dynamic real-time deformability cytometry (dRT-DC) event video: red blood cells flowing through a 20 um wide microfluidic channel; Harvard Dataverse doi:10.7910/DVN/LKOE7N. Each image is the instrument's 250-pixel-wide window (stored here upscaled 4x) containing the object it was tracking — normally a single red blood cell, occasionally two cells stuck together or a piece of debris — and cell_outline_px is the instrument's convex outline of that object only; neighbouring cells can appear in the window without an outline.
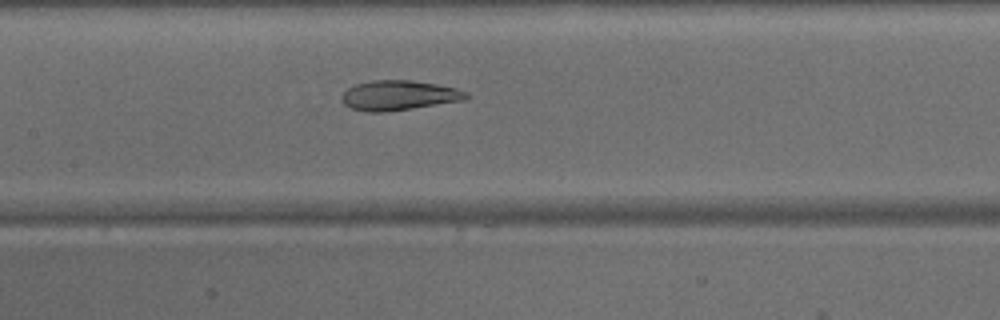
{"species": "common noctule bat (a hibernating species)", "species_latin": "Nyctalus noctula", "temperature_condition": "warm", "stored_images_in_passage": 42, "camera_frame_rate_fps": 3000, "um_per_image_px": 0.085, "animal": {"sex": "male", "body_mass_g": 15.6}, "frame": {"image": 1, "passage_image": 17, "time_ms": 5.333, "image_size_px": [1000, 320], "cell_outline_px": [[468, 96], [464, 100], [388, 112], [364, 112], [352, 108], [344, 104], [340, 100], [340, 96], [348, 88], [356, 84], [372, 80], [412, 80], [436, 84], [456, 88], [468, 92]], "centroid_in_image_um": [33.87, 8.11], "position_along_channel_um": 173.5, "area_um2": 21.73}}
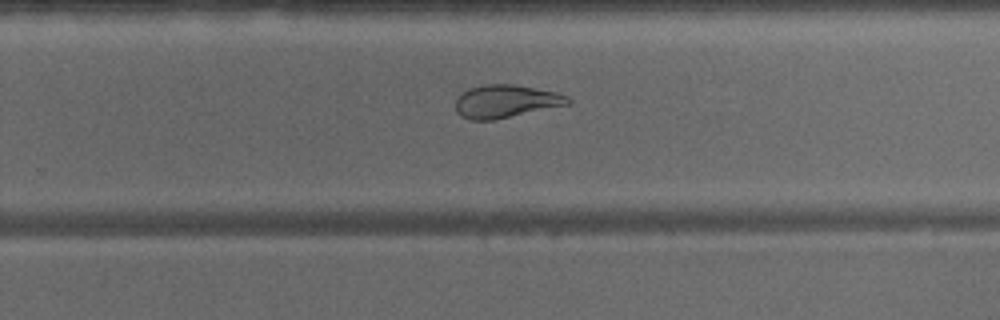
{"frame": {"image": 2, "passage_image": 25, "time_ms": 8.0, "image_size_px": [1000, 320], "cell_outline_px": [[572, 104], [496, 120], [472, 120], [460, 116], [456, 112], [456, 96], [468, 88], [484, 84], [516, 84], [556, 92], [568, 96], [572, 100]], "centroid_in_image_um": [43.01, 8.61], "position_along_channel_um": 286.8, "area_um2": 22.08}}
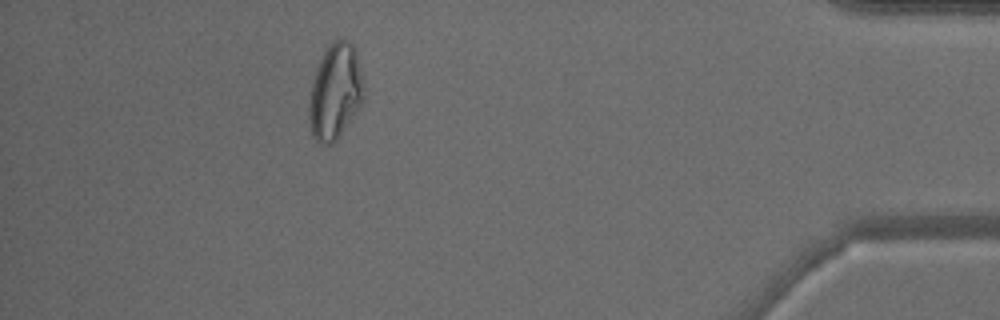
{"frame": {"image": 3, "passage_image": 37, "time_ms": 12.0, "image_size_px": [1000, 320], "cell_outline_px": [[364, 104], [336, 140], [332, 144], [324, 144], [316, 140], [312, 136], [308, 116], [308, 104], [312, 84], [316, 68], [324, 52], [332, 40], [344, 36], [352, 44], [356, 52], [364, 88]], "centroid_in_image_um": [28.5, 7.79], "position_along_channel_um": 406.7, "area_um2": 30.87}}